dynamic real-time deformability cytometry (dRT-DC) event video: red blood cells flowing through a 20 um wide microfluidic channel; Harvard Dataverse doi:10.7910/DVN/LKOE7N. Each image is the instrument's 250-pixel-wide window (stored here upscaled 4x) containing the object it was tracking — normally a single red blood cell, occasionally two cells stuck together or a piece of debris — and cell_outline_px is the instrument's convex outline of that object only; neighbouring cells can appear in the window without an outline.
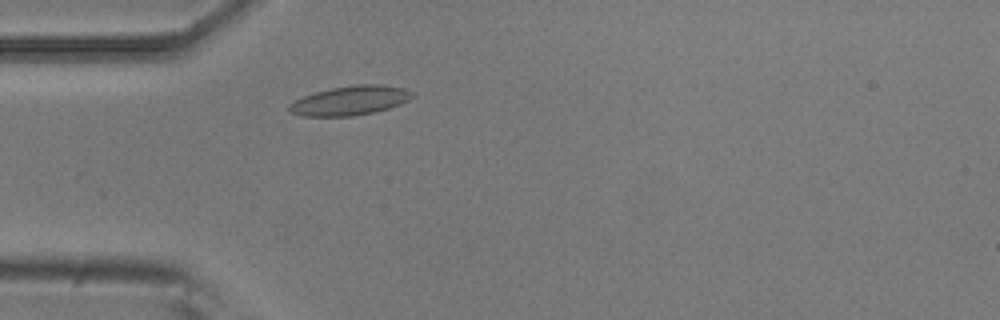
{"species": "common noctule bat (a hibernating species)", "species_latin": "Nyctalus noctula", "temperature_condition": "room temperature", "stored_images_in_passage": 5, "camera_frame_rate_fps": 3000, "um_per_image_px": 0.085, "animal": {"sex": "male", "body_mass_g": 20.5, "forearm_length_mm": 52.5}, "frame": {"image": 1, "passage_image": 5, "time_ms": 1.333, "image_size_px": [1000, 320], "cell_outline_px": [[416, 96], [400, 104], [376, 112], [352, 116], [300, 116], [292, 112], [288, 108], [288, 104], [304, 96], [316, 92], [332, 88], [356, 84], [380, 84], [404, 88], [412, 92]], "centroid_in_image_um": [29.79, 8.54], "position_along_channel_um": 55.2, "area_um2": 20.98}}